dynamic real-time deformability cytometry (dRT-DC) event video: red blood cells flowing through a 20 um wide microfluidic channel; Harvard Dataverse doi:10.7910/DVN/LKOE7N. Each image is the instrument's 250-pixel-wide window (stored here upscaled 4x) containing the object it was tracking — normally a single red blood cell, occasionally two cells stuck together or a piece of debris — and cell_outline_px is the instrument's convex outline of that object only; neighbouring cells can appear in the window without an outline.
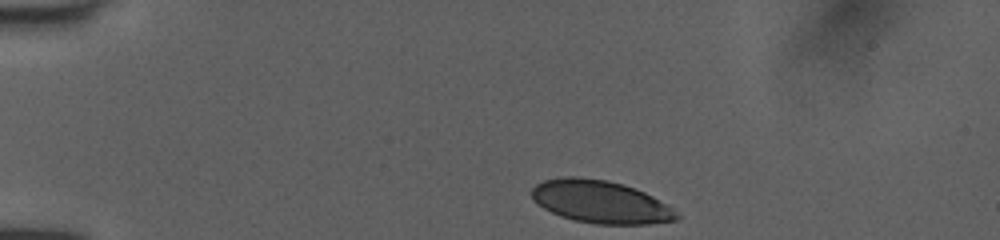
{"species": "human", "species_latin": "Homo sapiens", "temperature_condition": "room temperature", "stored_images_in_passage": 36, "camera_frame_rate_fps": 3000, "um_per_image_px": 0.085, "donor": {"sex": "female"}, "frame": {"image": 1, "passage_image": 1, "time_ms": 0.0, "image_size_px": [1000, 240], "cell_outline_px": [[680, 216], [676, 220], [648, 224], [596, 224], [576, 220], [560, 216], [536, 204], [532, 200], [528, 192], [536, 184], [544, 180], [564, 176], [576, 176], [608, 180], [624, 184], [644, 192], [668, 204]], "centroid_in_image_um": [51.0, 17.14], "position_along_channel_um": 34.0, "area_um2": 36.3}}
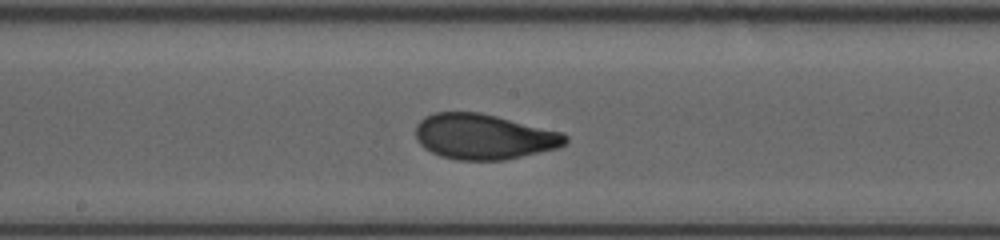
{"frame": {"image": 2, "passage_image": 19, "time_ms": 6.0, "image_size_px": [1000, 240], "cell_outline_px": [[568, 140], [560, 148], [504, 160], [456, 160], [440, 156], [424, 148], [416, 140], [416, 124], [424, 116], [432, 112], [480, 112], [564, 132], [568, 136]], "centroid_in_image_um": [41.13, 11.61], "position_along_channel_um": 207.1, "area_um2": 40.0}}
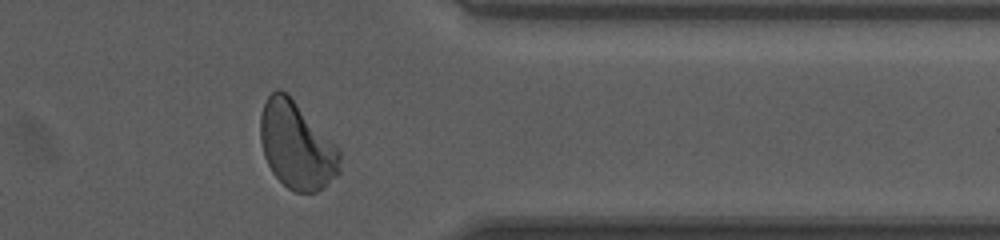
{"frame": {"image": 3, "passage_image": 33, "time_ms": 10.667, "image_size_px": [1000, 240], "cell_outline_px": [[340, 172], [324, 188], [316, 192], [296, 192], [288, 188], [272, 172], [264, 156], [260, 140], [260, 116], [264, 104], [268, 96], [276, 88], [280, 88], [288, 92], [340, 148]], "centroid_in_image_um": [25.23, 12.33], "position_along_channel_um": 386.2, "area_um2": 40.86}, "authors_computed_cell_mechanics": {"area_um2": 39.3618, "velocity_mm_per_s": 3.9993, "shape_relaxation_time_tau1_ms": 3.8945, "shape_relaxation_time_tau2_ms": null, "deformation_change_tau1": 0.152, "deformation_change_tau2": null}}